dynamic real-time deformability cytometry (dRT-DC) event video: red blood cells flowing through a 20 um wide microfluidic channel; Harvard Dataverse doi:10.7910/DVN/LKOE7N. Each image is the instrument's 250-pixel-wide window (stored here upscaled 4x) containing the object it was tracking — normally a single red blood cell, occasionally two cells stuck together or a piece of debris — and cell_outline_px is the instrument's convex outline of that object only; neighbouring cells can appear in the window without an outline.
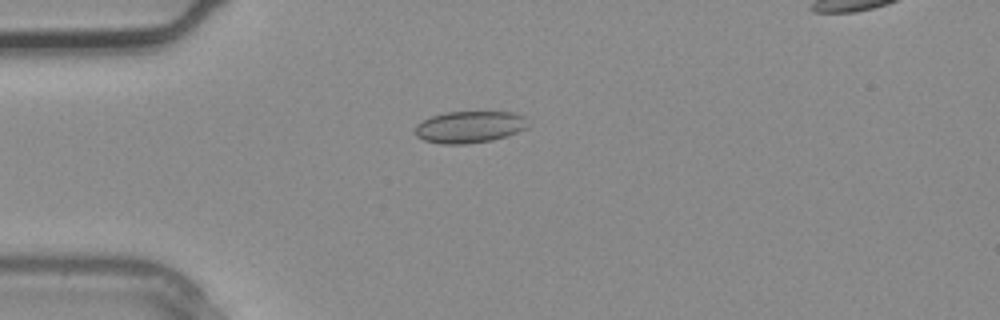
{"species": "common noctule bat (a hibernating species)", "species_latin": "Nyctalus noctula", "temperature_condition": "warm", "stored_images_in_passage": 2, "segment_of_instrument_passage": [1, 2], "camera_frame_rate_fps": 3000, "um_per_image_px": 0.085, "animal": {"sex": "male", "body_mass_g": 20.4}, "frame": {"image": 1, "passage_image": 1, "time_ms": 0.0, "image_size_px": [1000, 320], "cell_outline_px": [[532, 124], [528, 128], [508, 136], [492, 140], [468, 144], [440, 144], [424, 140], [416, 136], [416, 124], [432, 116], [444, 112], [512, 112], [524, 116]], "centroid_in_image_um": [39.97, 10.8], "position_along_channel_um": 45.0, "area_um2": 21.21}}